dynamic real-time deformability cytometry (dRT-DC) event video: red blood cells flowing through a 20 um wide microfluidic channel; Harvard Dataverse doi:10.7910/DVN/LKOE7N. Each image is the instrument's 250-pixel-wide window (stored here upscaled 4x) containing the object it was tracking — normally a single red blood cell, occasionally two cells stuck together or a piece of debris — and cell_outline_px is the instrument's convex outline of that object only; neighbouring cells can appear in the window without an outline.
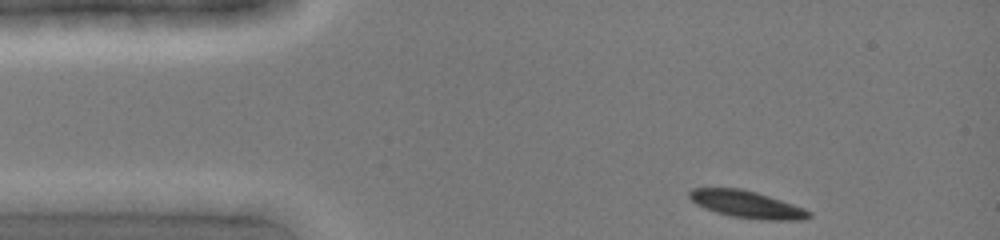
{"species": "common noctule bat (a hibernating species)", "species_latin": "Nyctalus noctula", "temperature_condition": "cold", "stored_images_in_passage": 3, "camera_frame_rate_fps": 3000, "um_per_image_px": 0.085, "animal": {"sex": "female", "body_mass_g": 19.0, "forearm_length_mm": 51.5}, "frame": {"image": 1, "passage_image": 1, "time_ms": 0.0, "image_size_px": [1000, 240], "cell_outline_px": [[812, 216], [804, 220], [764, 220], [732, 216], [716, 212], [704, 208], [696, 204], [688, 196], [688, 192], [692, 188], [740, 188], [756, 192], [804, 208], [812, 212]], "centroid_in_image_um": [63.48, 17.37], "position_along_channel_um": 21.5, "area_um2": 18.84}}